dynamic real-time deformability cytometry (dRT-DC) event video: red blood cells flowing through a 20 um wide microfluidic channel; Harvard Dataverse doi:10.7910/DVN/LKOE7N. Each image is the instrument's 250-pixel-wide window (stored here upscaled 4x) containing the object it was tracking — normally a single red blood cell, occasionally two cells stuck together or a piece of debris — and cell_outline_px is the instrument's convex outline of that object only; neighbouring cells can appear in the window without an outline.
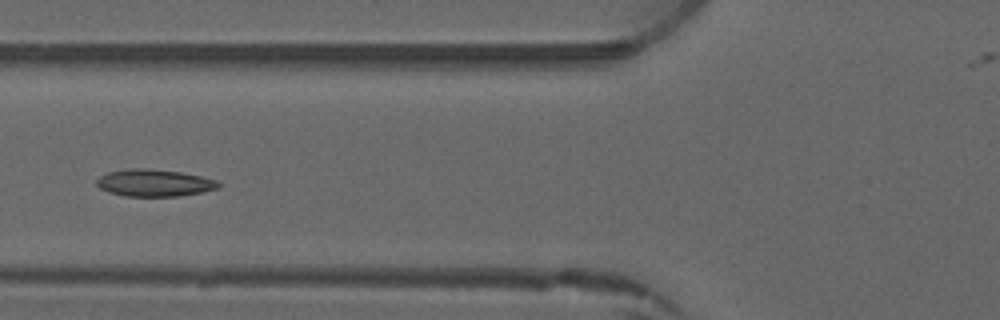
{"species": "common noctule bat (a hibernating species)", "species_latin": "Nyctalus noctula", "temperature_condition": "warm", "stored_images_in_passage": 5, "camera_frame_rate_fps": 3000, "um_per_image_px": 0.085, "animal": {"sex": "male", "forearm_length_mm": 52.5}, "frame": {"image": 1, "passage_image": 5, "time_ms": 5.333, "image_size_px": [1000, 320], "cell_outline_px": [[220, 188], [180, 196], [124, 196], [108, 192], [100, 188], [96, 184], [96, 180], [100, 176], [108, 172], [132, 168], [148, 168], [180, 172], [200, 176], [216, 180], [220, 184]], "centroid_in_image_um": [13.1, 15.54], "position_along_channel_um": 112.7, "area_um2": 19.19}}